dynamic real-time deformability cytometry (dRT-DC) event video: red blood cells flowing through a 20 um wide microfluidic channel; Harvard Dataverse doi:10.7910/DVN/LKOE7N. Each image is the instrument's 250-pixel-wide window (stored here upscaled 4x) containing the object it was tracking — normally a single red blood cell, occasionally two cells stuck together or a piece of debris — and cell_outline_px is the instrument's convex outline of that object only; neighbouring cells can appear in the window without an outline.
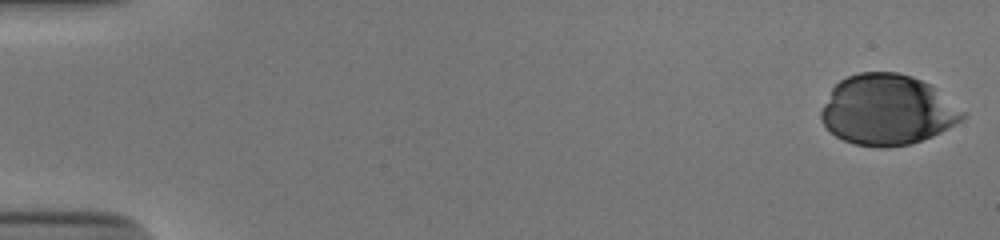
{"species": "human", "species_latin": "Homo sapiens", "temperature_condition": "cold", "stored_images_in_passage": 44, "camera_frame_rate_fps": 3000, "um_per_image_px": 0.085, "donor": {"sex": "male"}, "frame": {"image": 1, "passage_image": 1, "time_ms": 0.0, "image_size_px": [1000, 240], "cell_outline_px": [[968, 116], [964, 120], [932, 136], [912, 144], [888, 148], [880, 148], [852, 144], [836, 136], [820, 120], [820, 112], [832, 88], [840, 80], [848, 76], [860, 72], [896, 72], [912, 76], [936, 88], [968, 112]], "centroid_in_image_um": [75.47, 9.35], "position_along_channel_um": 9.5, "area_um2": 58.55}}
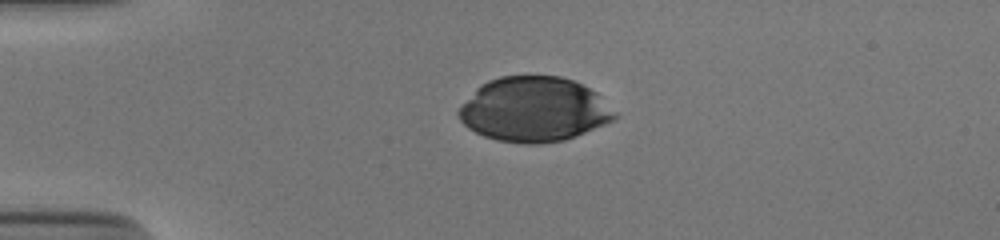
{"frame": {"image": 2, "passage_image": 13, "time_ms": 4.0, "image_size_px": [1000, 240], "cell_outline_px": [[616, 116], [612, 120], [604, 124], [576, 136], [564, 140], [540, 144], [524, 144], [496, 140], [484, 136], [468, 128], [460, 120], [456, 112], [460, 104], [480, 84], [488, 80], [500, 76], [560, 76], [572, 80], [596, 92], [616, 112]], "centroid_in_image_um": [45.34, 9.3], "position_along_channel_um": 39.7, "area_um2": 58.9}}